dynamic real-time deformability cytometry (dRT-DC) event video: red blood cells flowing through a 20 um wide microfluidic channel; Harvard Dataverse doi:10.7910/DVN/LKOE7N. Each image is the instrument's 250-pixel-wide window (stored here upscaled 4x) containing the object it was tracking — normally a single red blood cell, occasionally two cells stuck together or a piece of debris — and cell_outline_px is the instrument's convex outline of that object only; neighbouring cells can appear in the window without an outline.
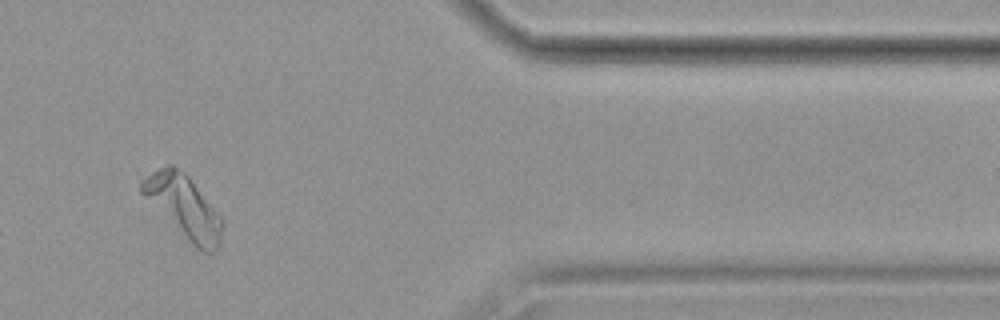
{"species": "common noctule bat (a hibernating species)", "species_latin": "Nyctalus noctula", "temperature_condition": "cold", "stored_images_in_passage": 16, "camera_frame_rate_fps": 3000, "um_per_image_px": 0.085, "animal": {"sex": "female", "body_mass_g": 19.9}, "frame": {"image": 1, "passage_image": 14, "time_ms": 16.667, "image_size_px": [1000, 320], "cell_outline_px": [[224, 224], [220, 244], [212, 252], [204, 252], [196, 248], [140, 192], [140, 180], [152, 172], [168, 164], [172, 164], [184, 172], [188, 176], [224, 220]], "centroid_in_image_um": [15.64, 17.56], "position_along_channel_um": 395.8, "area_um2": 28.61}, "authors_computed_cell_mechanics": {"area_um2": 17.6868, "velocity_mm_per_s": 3.5409, "shape_relaxation_time_tau1_ms": 6.4747, "shape_relaxation_time_tau2_ms": 1.0765, "deformation_change_tau1": 0.1224, "deformation_change_tau2": 0.0582}}